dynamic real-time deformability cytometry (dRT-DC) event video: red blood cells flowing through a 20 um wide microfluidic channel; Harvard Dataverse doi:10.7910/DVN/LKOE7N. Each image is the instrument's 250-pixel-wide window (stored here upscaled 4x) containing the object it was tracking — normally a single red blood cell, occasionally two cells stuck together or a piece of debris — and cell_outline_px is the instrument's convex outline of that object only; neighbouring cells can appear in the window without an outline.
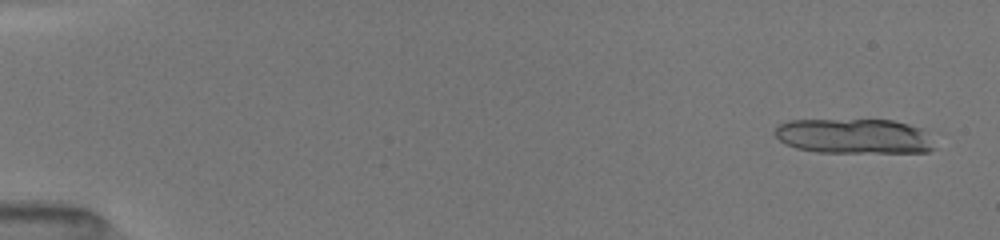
{"species": "common noctule bat (a hibernating species)", "species_latin": "Nyctalus noctula", "temperature_condition": "room temperature", "stored_images_in_passage": 16, "camera_frame_rate_fps": 3000, "um_per_image_px": 0.085, "animal": {"sex": "female", "body_mass_g": 19.5, "forearm_length_mm": 54.1}, "frame": {"image": 1, "passage_image": 4, "time_ms": 0.667, "image_size_px": [1000, 240], "cell_outline_px": [[936, 148], [928, 152], [816, 152], [796, 148], [780, 140], [772, 132], [780, 124], [788, 120], [892, 120], [924, 128]], "centroid_in_image_um": [72.62, 11.57], "position_along_channel_um": 12.4, "area_um2": 32.6}}